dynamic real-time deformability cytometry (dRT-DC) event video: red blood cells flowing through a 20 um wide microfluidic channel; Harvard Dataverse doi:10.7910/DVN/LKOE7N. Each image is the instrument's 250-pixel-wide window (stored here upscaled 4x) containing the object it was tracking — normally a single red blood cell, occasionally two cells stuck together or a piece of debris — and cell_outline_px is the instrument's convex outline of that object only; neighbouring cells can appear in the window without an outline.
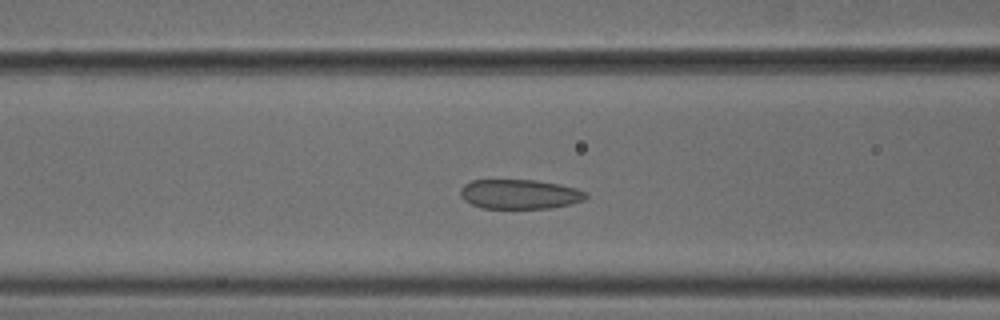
{"species": "common noctule bat (a hibernating species)", "species_latin": "Nyctalus noctula", "temperature_condition": "cold", "stored_images_in_passage": 49, "camera_frame_rate_fps": 3000, "um_per_image_px": 0.085, "animal": {"sex": "male", "body_mass_g": 18.8}, "frame": {"image": 1, "passage_image": 17, "time_ms": 5.333, "image_size_px": [1000, 320], "cell_outline_px": [[588, 196], [584, 200], [572, 204], [552, 208], [484, 208], [472, 204], [464, 200], [460, 196], [460, 188], [464, 184], [472, 180], [536, 180], [560, 184], [576, 188], [588, 192]], "centroid_in_image_um": [44.2, 16.5], "position_along_channel_um": 122.4, "area_um2": 21.79}}
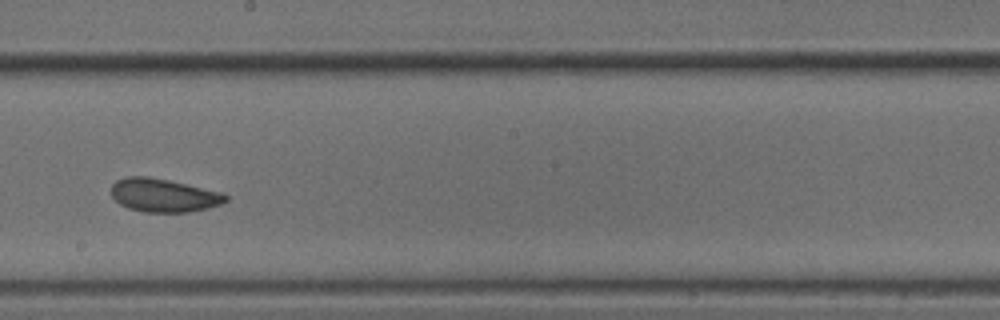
{"frame": {"image": 2, "passage_image": 26, "time_ms": 8.333, "image_size_px": [1000, 320], "cell_outline_px": [[228, 200], [220, 204], [208, 208], [192, 212], [144, 212], [128, 208], [120, 204], [112, 196], [112, 184], [116, 180], [128, 176], [148, 176], [168, 180], [220, 192], [228, 196]], "centroid_in_image_um": [13.89, 16.6], "position_along_channel_um": 234.3, "area_um2": 22.14}}
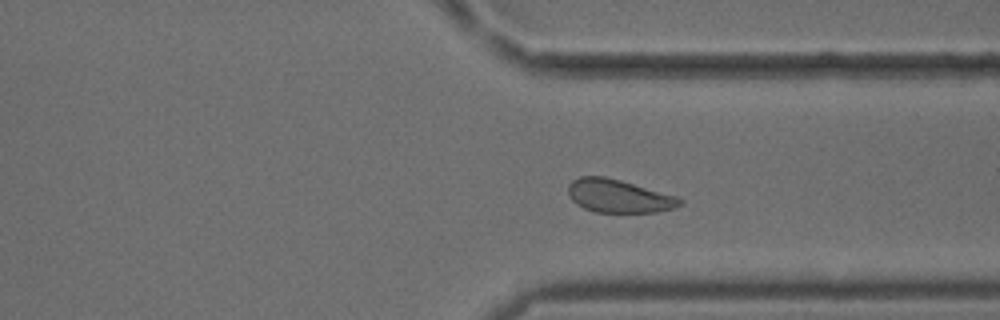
{"frame": {"image": 3, "passage_image": 36, "time_ms": 11.667, "image_size_px": [1000, 320], "cell_outline_px": [[684, 204], [676, 208], [656, 212], [596, 212], [584, 208], [576, 204], [568, 196], [568, 184], [572, 180], [580, 176], [604, 176], [620, 180], [676, 196], [684, 200]], "centroid_in_image_um": [52.59, 16.67], "position_along_channel_um": 358.8, "area_um2": 21.68}, "authors_computed_cell_mechanics": {"area_um2": 22.4264, "velocity_mm_per_s": 3.7261, "shape_relaxation_time_tau1_ms": 3.1448, "shape_relaxation_time_tau2_ms": 1.3657, "deformation_change_tau1": 0.08, "deformation_change_tau2": 0.0646}}